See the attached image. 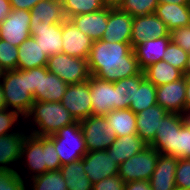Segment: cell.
Wrapping results in <instances>:
<instances>
[{
    "label": "cell",
    "mask_w": 190,
    "mask_h": 190,
    "mask_svg": "<svg viewBox=\"0 0 190 190\" xmlns=\"http://www.w3.org/2000/svg\"><path fill=\"white\" fill-rule=\"evenodd\" d=\"M87 62L91 75L108 82L129 78L142 71L133 47L123 42L93 41Z\"/></svg>",
    "instance_id": "6da1fadb"
},
{
    "label": "cell",
    "mask_w": 190,
    "mask_h": 190,
    "mask_svg": "<svg viewBox=\"0 0 190 190\" xmlns=\"http://www.w3.org/2000/svg\"><path fill=\"white\" fill-rule=\"evenodd\" d=\"M19 161L30 171L29 175L25 176V181L47 171H58L62 166L55 144L48 137L37 136L29 131H26L22 142Z\"/></svg>",
    "instance_id": "7a4b0ae2"
},
{
    "label": "cell",
    "mask_w": 190,
    "mask_h": 190,
    "mask_svg": "<svg viewBox=\"0 0 190 190\" xmlns=\"http://www.w3.org/2000/svg\"><path fill=\"white\" fill-rule=\"evenodd\" d=\"M24 120L35 123V128L33 126L29 133L43 137L54 135L66 125L77 121L61 102L44 101H35Z\"/></svg>",
    "instance_id": "3957f363"
},
{
    "label": "cell",
    "mask_w": 190,
    "mask_h": 190,
    "mask_svg": "<svg viewBox=\"0 0 190 190\" xmlns=\"http://www.w3.org/2000/svg\"><path fill=\"white\" fill-rule=\"evenodd\" d=\"M1 86L6 108L18 112L24 118L35 102L33 95L28 91L27 70L4 71Z\"/></svg>",
    "instance_id": "277c9868"
},
{
    "label": "cell",
    "mask_w": 190,
    "mask_h": 190,
    "mask_svg": "<svg viewBox=\"0 0 190 190\" xmlns=\"http://www.w3.org/2000/svg\"><path fill=\"white\" fill-rule=\"evenodd\" d=\"M54 144L61 165L80 160L88 152L80 121L66 125L48 137Z\"/></svg>",
    "instance_id": "5b68a950"
},
{
    "label": "cell",
    "mask_w": 190,
    "mask_h": 190,
    "mask_svg": "<svg viewBox=\"0 0 190 190\" xmlns=\"http://www.w3.org/2000/svg\"><path fill=\"white\" fill-rule=\"evenodd\" d=\"M160 153L147 145L138 154L126 159L119 165L118 176L125 183L132 181H149L157 165Z\"/></svg>",
    "instance_id": "8992f818"
},
{
    "label": "cell",
    "mask_w": 190,
    "mask_h": 190,
    "mask_svg": "<svg viewBox=\"0 0 190 190\" xmlns=\"http://www.w3.org/2000/svg\"><path fill=\"white\" fill-rule=\"evenodd\" d=\"M48 71L60 77L67 84H77L91 78L87 59L58 53L48 57Z\"/></svg>",
    "instance_id": "52a82bcc"
},
{
    "label": "cell",
    "mask_w": 190,
    "mask_h": 190,
    "mask_svg": "<svg viewBox=\"0 0 190 190\" xmlns=\"http://www.w3.org/2000/svg\"><path fill=\"white\" fill-rule=\"evenodd\" d=\"M80 124L87 151L107 150L117 137L105 116L90 115Z\"/></svg>",
    "instance_id": "ba28073f"
},
{
    "label": "cell",
    "mask_w": 190,
    "mask_h": 190,
    "mask_svg": "<svg viewBox=\"0 0 190 190\" xmlns=\"http://www.w3.org/2000/svg\"><path fill=\"white\" fill-rule=\"evenodd\" d=\"M30 20V11L12 9L7 18L0 23V39L19 47L31 36Z\"/></svg>",
    "instance_id": "9c48e42d"
},
{
    "label": "cell",
    "mask_w": 190,
    "mask_h": 190,
    "mask_svg": "<svg viewBox=\"0 0 190 190\" xmlns=\"http://www.w3.org/2000/svg\"><path fill=\"white\" fill-rule=\"evenodd\" d=\"M61 103L78 121L92 115L89 80L77 84H69Z\"/></svg>",
    "instance_id": "30bf717a"
},
{
    "label": "cell",
    "mask_w": 190,
    "mask_h": 190,
    "mask_svg": "<svg viewBox=\"0 0 190 190\" xmlns=\"http://www.w3.org/2000/svg\"><path fill=\"white\" fill-rule=\"evenodd\" d=\"M82 160L85 174L92 184L118 174L119 165L107 150L88 151Z\"/></svg>",
    "instance_id": "8fae6325"
},
{
    "label": "cell",
    "mask_w": 190,
    "mask_h": 190,
    "mask_svg": "<svg viewBox=\"0 0 190 190\" xmlns=\"http://www.w3.org/2000/svg\"><path fill=\"white\" fill-rule=\"evenodd\" d=\"M185 124L183 114L167 113L161 119V125L153 142L149 145L154 147L160 154L174 156L176 132Z\"/></svg>",
    "instance_id": "7c38bea8"
},
{
    "label": "cell",
    "mask_w": 190,
    "mask_h": 190,
    "mask_svg": "<svg viewBox=\"0 0 190 190\" xmlns=\"http://www.w3.org/2000/svg\"><path fill=\"white\" fill-rule=\"evenodd\" d=\"M133 17L118 6H108V23L102 40L108 42H131Z\"/></svg>",
    "instance_id": "4fadbf2b"
},
{
    "label": "cell",
    "mask_w": 190,
    "mask_h": 190,
    "mask_svg": "<svg viewBox=\"0 0 190 190\" xmlns=\"http://www.w3.org/2000/svg\"><path fill=\"white\" fill-rule=\"evenodd\" d=\"M62 53L87 59L93 40L80 31L70 19L62 22Z\"/></svg>",
    "instance_id": "5bb4252c"
},
{
    "label": "cell",
    "mask_w": 190,
    "mask_h": 190,
    "mask_svg": "<svg viewBox=\"0 0 190 190\" xmlns=\"http://www.w3.org/2000/svg\"><path fill=\"white\" fill-rule=\"evenodd\" d=\"M170 36L167 25L155 14L133 17L131 46L148 39Z\"/></svg>",
    "instance_id": "9a60e30c"
},
{
    "label": "cell",
    "mask_w": 190,
    "mask_h": 190,
    "mask_svg": "<svg viewBox=\"0 0 190 190\" xmlns=\"http://www.w3.org/2000/svg\"><path fill=\"white\" fill-rule=\"evenodd\" d=\"M185 76L177 81L156 87V102L168 113H185Z\"/></svg>",
    "instance_id": "2e32d148"
},
{
    "label": "cell",
    "mask_w": 190,
    "mask_h": 190,
    "mask_svg": "<svg viewBox=\"0 0 190 190\" xmlns=\"http://www.w3.org/2000/svg\"><path fill=\"white\" fill-rule=\"evenodd\" d=\"M92 115L105 116L115 110L114 82H108L95 76L89 79Z\"/></svg>",
    "instance_id": "e0dca14e"
},
{
    "label": "cell",
    "mask_w": 190,
    "mask_h": 190,
    "mask_svg": "<svg viewBox=\"0 0 190 190\" xmlns=\"http://www.w3.org/2000/svg\"><path fill=\"white\" fill-rule=\"evenodd\" d=\"M30 35L36 29L47 28L55 23L66 20L61 0H43L37 3L31 10Z\"/></svg>",
    "instance_id": "ac0fdd59"
},
{
    "label": "cell",
    "mask_w": 190,
    "mask_h": 190,
    "mask_svg": "<svg viewBox=\"0 0 190 190\" xmlns=\"http://www.w3.org/2000/svg\"><path fill=\"white\" fill-rule=\"evenodd\" d=\"M69 84L48 71L47 66L40 67L39 89L33 94L34 101L61 102Z\"/></svg>",
    "instance_id": "d6986e66"
},
{
    "label": "cell",
    "mask_w": 190,
    "mask_h": 190,
    "mask_svg": "<svg viewBox=\"0 0 190 190\" xmlns=\"http://www.w3.org/2000/svg\"><path fill=\"white\" fill-rule=\"evenodd\" d=\"M168 112L158 104H154L147 109L136 113V128L140 139L150 145L158 131V126L161 125V119Z\"/></svg>",
    "instance_id": "ffe728a7"
},
{
    "label": "cell",
    "mask_w": 190,
    "mask_h": 190,
    "mask_svg": "<svg viewBox=\"0 0 190 190\" xmlns=\"http://www.w3.org/2000/svg\"><path fill=\"white\" fill-rule=\"evenodd\" d=\"M70 20L93 41L101 40L108 23V6L96 12L73 16Z\"/></svg>",
    "instance_id": "44dd1931"
},
{
    "label": "cell",
    "mask_w": 190,
    "mask_h": 190,
    "mask_svg": "<svg viewBox=\"0 0 190 190\" xmlns=\"http://www.w3.org/2000/svg\"><path fill=\"white\" fill-rule=\"evenodd\" d=\"M178 159L174 156L160 154L149 180L151 190H174L176 188L175 171Z\"/></svg>",
    "instance_id": "7402d4cb"
},
{
    "label": "cell",
    "mask_w": 190,
    "mask_h": 190,
    "mask_svg": "<svg viewBox=\"0 0 190 190\" xmlns=\"http://www.w3.org/2000/svg\"><path fill=\"white\" fill-rule=\"evenodd\" d=\"M170 41L171 36H165L148 39L134 46L133 50L140 69L143 71L149 65L161 61Z\"/></svg>",
    "instance_id": "603a6c76"
},
{
    "label": "cell",
    "mask_w": 190,
    "mask_h": 190,
    "mask_svg": "<svg viewBox=\"0 0 190 190\" xmlns=\"http://www.w3.org/2000/svg\"><path fill=\"white\" fill-rule=\"evenodd\" d=\"M21 130L0 136V170H16L10 165L20 160L21 145L27 131Z\"/></svg>",
    "instance_id": "cb8c5ba5"
},
{
    "label": "cell",
    "mask_w": 190,
    "mask_h": 190,
    "mask_svg": "<svg viewBox=\"0 0 190 190\" xmlns=\"http://www.w3.org/2000/svg\"><path fill=\"white\" fill-rule=\"evenodd\" d=\"M154 14L167 25L170 32L190 25V5L159 3Z\"/></svg>",
    "instance_id": "d4e9b609"
},
{
    "label": "cell",
    "mask_w": 190,
    "mask_h": 190,
    "mask_svg": "<svg viewBox=\"0 0 190 190\" xmlns=\"http://www.w3.org/2000/svg\"><path fill=\"white\" fill-rule=\"evenodd\" d=\"M48 56L42 51V48L34 39L28 37L18 47L17 69L29 70L32 68L47 66Z\"/></svg>",
    "instance_id": "484cf974"
},
{
    "label": "cell",
    "mask_w": 190,
    "mask_h": 190,
    "mask_svg": "<svg viewBox=\"0 0 190 190\" xmlns=\"http://www.w3.org/2000/svg\"><path fill=\"white\" fill-rule=\"evenodd\" d=\"M147 145L140 139L138 134L116 137L112 145L107 149L114 161L120 165L126 159L138 154Z\"/></svg>",
    "instance_id": "4316f807"
},
{
    "label": "cell",
    "mask_w": 190,
    "mask_h": 190,
    "mask_svg": "<svg viewBox=\"0 0 190 190\" xmlns=\"http://www.w3.org/2000/svg\"><path fill=\"white\" fill-rule=\"evenodd\" d=\"M31 36L34 37L48 57L62 53V23H55L47 28L36 29Z\"/></svg>",
    "instance_id": "83f0119b"
},
{
    "label": "cell",
    "mask_w": 190,
    "mask_h": 190,
    "mask_svg": "<svg viewBox=\"0 0 190 190\" xmlns=\"http://www.w3.org/2000/svg\"><path fill=\"white\" fill-rule=\"evenodd\" d=\"M105 117L117 137L137 134L136 114L129 108L112 110Z\"/></svg>",
    "instance_id": "f1b7e54d"
},
{
    "label": "cell",
    "mask_w": 190,
    "mask_h": 190,
    "mask_svg": "<svg viewBox=\"0 0 190 190\" xmlns=\"http://www.w3.org/2000/svg\"><path fill=\"white\" fill-rule=\"evenodd\" d=\"M143 73L156 87L177 81L184 76L181 70L163 60L149 65Z\"/></svg>",
    "instance_id": "f546056e"
},
{
    "label": "cell",
    "mask_w": 190,
    "mask_h": 190,
    "mask_svg": "<svg viewBox=\"0 0 190 190\" xmlns=\"http://www.w3.org/2000/svg\"><path fill=\"white\" fill-rule=\"evenodd\" d=\"M59 171L68 190H92L93 184L85 174L82 159L62 165Z\"/></svg>",
    "instance_id": "4dcf8cb0"
},
{
    "label": "cell",
    "mask_w": 190,
    "mask_h": 190,
    "mask_svg": "<svg viewBox=\"0 0 190 190\" xmlns=\"http://www.w3.org/2000/svg\"><path fill=\"white\" fill-rule=\"evenodd\" d=\"M157 104L156 86L144 78L140 85H135V93L130 99L129 109L135 114Z\"/></svg>",
    "instance_id": "1f68e13d"
},
{
    "label": "cell",
    "mask_w": 190,
    "mask_h": 190,
    "mask_svg": "<svg viewBox=\"0 0 190 190\" xmlns=\"http://www.w3.org/2000/svg\"><path fill=\"white\" fill-rule=\"evenodd\" d=\"M29 190H68L61 172L47 171L26 182Z\"/></svg>",
    "instance_id": "d6a6232c"
},
{
    "label": "cell",
    "mask_w": 190,
    "mask_h": 190,
    "mask_svg": "<svg viewBox=\"0 0 190 190\" xmlns=\"http://www.w3.org/2000/svg\"><path fill=\"white\" fill-rule=\"evenodd\" d=\"M66 19L79 14H87L101 10L106 5L102 0H61Z\"/></svg>",
    "instance_id": "836d02e7"
},
{
    "label": "cell",
    "mask_w": 190,
    "mask_h": 190,
    "mask_svg": "<svg viewBox=\"0 0 190 190\" xmlns=\"http://www.w3.org/2000/svg\"><path fill=\"white\" fill-rule=\"evenodd\" d=\"M158 0H122L118 7L132 17L154 14Z\"/></svg>",
    "instance_id": "e575fe53"
},
{
    "label": "cell",
    "mask_w": 190,
    "mask_h": 190,
    "mask_svg": "<svg viewBox=\"0 0 190 190\" xmlns=\"http://www.w3.org/2000/svg\"><path fill=\"white\" fill-rule=\"evenodd\" d=\"M188 59V53L180 46L170 41L164 52L163 61H166L170 65L178 68L184 73Z\"/></svg>",
    "instance_id": "d590c367"
},
{
    "label": "cell",
    "mask_w": 190,
    "mask_h": 190,
    "mask_svg": "<svg viewBox=\"0 0 190 190\" xmlns=\"http://www.w3.org/2000/svg\"><path fill=\"white\" fill-rule=\"evenodd\" d=\"M18 61V47L0 39V67L3 70H16Z\"/></svg>",
    "instance_id": "8d00e7d4"
},
{
    "label": "cell",
    "mask_w": 190,
    "mask_h": 190,
    "mask_svg": "<svg viewBox=\"0 0 190 190\" xmlns=\"http://www.w3.org/2000/svg\"><path fill=\"white\" fill-rule=\"evenodd\" d=\"M174 157L190 159V127L186 123L176 132Z\"/></svg>",
    "instance_id": "74e56055"
},
{
    "label": "cell",
    "mask_w": 190,
    "mask_h": 190,
    "mask_svg": "<svg viewBox=\"0 0 190 190\" xmlns=\"http://www.w3.org/2000/svg\"><path fill=\"white\" fill-rule=\"evenodd\" d=\"M0 190H27L26 181L17 170H0Z\"/></svg>",
    "instance_id": "f35d334b"
},
{
    "label": "cell",
    "mask_w": 190,
    "mask_h": 190,
    "mask_svg": "<svg viewBox=\"0 0 190 190\" xmlns=\"http://www.w3.org/2000/svg\"><path fill=\"white\" fill-rule=\"evenodd\" d=\"M145 78L143 71L138 75L121 79V95H122V109H127L130 106V99L135 93V85H140V82Z\"/></svg>",
    "instance_id": "ab89813d"
},
{
    "label": "cell",
    "mask_w": 190,
    "mask_h": 190,
    "mask_svg": "<svg viewBox=\"0 0 190 190\" xmlns=\"http://www.w3.org/2000/svg\"><path fill=\"white\" fill-rule=\"evenodd\" d=\"M175 187L181 190H190V159H178Z\"/></svg>",
    "instance_id": "60d3db41"
},
{
    "label": "cell",
    "mask_w": 190,
    "mask_h": 190,
    "mask_svg": "<svg viewBox=\"0 0 190 190\" xmlns=\"http://www.w3.org/2000/svg\"><path fill=\"white\" fill-rule=\"evenodd\" d=\"M19 116L23 118L14 110L7 108L0 110V136L13 132L14 125L19 121Z\"/></svg>",
    "instance_id": "b9f144b4"
},
{
    "label": "cell",
    "mask_w": 190,
    "mask_h": 190,
    "mask_svg": "<svg viewBox=\"0 0 190 190\" xmlns=\"http://www.w3.org/2000/svg\"><path fill=\"white\" fill-rule=\"evenodd\" d=\"M170 36L172 42L180 46L187 53L190 52V25L172 30Z\"/></svg>",
    "instance_id": "7bdbcfd3"
},
{
    "label": "cell",
    "mask_w": 190,
    "mask_h": 190,
    "mask_svg": "<svg viewBox=\"0 0 190 190\" xmlns=\"http://www.w3.org/2000/svg\"><path fill=\"white\" fill-rule=\"evenodd\" d=\"M126 183L118 175L108 176L93 184L92 190H125Z\"/></svg>",
    "instance_id": "ee69618b"
},
{
    "label": "cell",
    "mask_w": 190,
    "mask_h": 190,
    "mask_svg": "<svg viewBox=\"0 0 190 190\" xmlns=\"http://www.w3.org/2000/svg\"><path fill=\"white\" fill-rule=\"evenodd\" d=\"M40 67L27 70L28 91L33 95L39 89Z\"/></svg>",
    "instance_id": "f6af8a7d"
},
{
    "label": "cell",
    "mask_w": 190,
    "mask_h": 190,
    "mask_svg": "<svg viewBox=\"0 0 190 190\" xmlns=\"http://www.w3.org/2000/svg\"><path fill=\"white\" fill-rule=\"evenodd\" d=\"M11 3L12 9L15 10H28L30 11L37 3L43 0H9Z\"/></svg>",
    "instance_id": "bcb514c9"
},
{
    "label": "cell",
    "mask_w": 190,
    "mask_h": 190,
    "mask_svg": "<svg viewBox=\"0 0 190 190\" xmlns=\"http://www.w3.org/2000/svg\"><path fill=\"white\" fill-rule=\"evenodd\" d=\"M125 190H151L149 181H132L126 183Z\"/></svg>",
    "instance_id": "7dc6e473"
},
{
    "label": "cell",
    "mask_w": 190,
    "mask_h": 190,
    "mask_svg": "<svg viewBox=\"0 0 190 190\" xmlns=\"http://www.w3.org/2000/svg\"><path fill=\"white\" fill-rule=\"evenodd\" d=\"M12 11L9 0H0V23L4 21Z\"/></svg>",
    "instance_id": "c3c4849f"
},
{
    "label": "cell",
    "mask_w": 190,
    "mask_h": 190,
    "mask_svg": "<svg viewBox=\"0 0 190 190\" xmlns=\"http://www.w3.org/2000/svg\"><path fill=\"white\" fill-rule=\"evenodd\" d=\"M115 86V110L122 109L121 80L114 82Z\"/></svg>",
    "instance_id": "681fc988"
},
{
    "label": "cell",
    "mask_w": 190,
    "mask_h": 190,
    "mask_svg": "<svg viewBox=\"0 0 190 190\" xmlns=\"http://www.w3.org/2000/svg\"><path fill=\"white\" fill-rule=\"evenodd\" d=\"M186 81V101H185V112L190 111V75H184Z\"/></svg>",
    "instance_id": "f907efd6"
},
{
    "label": "cell",
    "mask_w": 190,
    "mask_h": 190,
    "mask_svg": "<svg viewBox=\"0 0 190 190\" xmlns=\"http://www.w3.org/2000/svg\"><path fill=\"white\" fill-rule=\"evenodd\" d=\"M159 3H175L179 5H190V0H158Z\"/></svg>",
    "instance_id": "816d5d0a"
},
{
    "label": "cell",
    "mask_w": 190,
    "mask_h": 190,
    "mask_svg": "<svg viewBox=\"0 0 190 190\" xmlns=\"http://www.w3.org/2000/svg\"><path fill=\"white\" fill-rule=\"evenodd\" d=\"M122 0H102V2L106 5V6H112V7H116L121 3Z\"/></svg>",
    "instance_id": "f5cc1de1"
},
{
    "label": "cell",
    "mask_w": 190,
    "mask_h": 190,
    "mask_svg": "<svg viewBox=\"0 0 190 190\" xmlns=\"http://www.w3.org/2000/svg\"><path fill=\"white\" fill-rule=\"evenodd\" d=\"M5 108H6V102H5L2 86L0 84V110L5 109Z\"/></svg>",
    "instance_id": "db71d44e"
},
{
    "label": "cell",
    "mask_w": 190,
    "mask_h": 190,
    "mask_svg": "<svg viewBox=\"0 0 190 190\" xmlns=\"http://www.w3.org/2000/svg\"><path fill=\"white\" fill-rule=\"evenodd\" d=\"M183 75H190V52L188 53L187 64H186Z\"/></svg>",
    "instance_id": "11a10c76"
},
{
    "label": "cell",
    "mask_w": 190,
    "mask_h": 190,
    "mask_svg": "<svg viewBox=\"0 0 190 190\" xmlns=\"http://www.w3.org/2000/svg\"><path fill=\"white\" fill-rule=\"evenodd\" d=\"M185 123L190 127V111L185 112L184 114Z\"/></svg>",
    "instance_id": "9f6ffc18"
},
{
    "label": "cell",
    "mask_w": 190,
    "mask_h": 190,
    "mask_svg": "<svg viewBox=\"0 0 190 190\" xmlns=\"http://www.w3.org/2000/svg\"><path fill=\"white\" fill-rule=\"evenodd\" d=\"M4 71L1 67H0V84H1V81H2V78H3V74H4Z\"/></svg>",
    "instance_id": "6f0895ef"
}]
</instances>
